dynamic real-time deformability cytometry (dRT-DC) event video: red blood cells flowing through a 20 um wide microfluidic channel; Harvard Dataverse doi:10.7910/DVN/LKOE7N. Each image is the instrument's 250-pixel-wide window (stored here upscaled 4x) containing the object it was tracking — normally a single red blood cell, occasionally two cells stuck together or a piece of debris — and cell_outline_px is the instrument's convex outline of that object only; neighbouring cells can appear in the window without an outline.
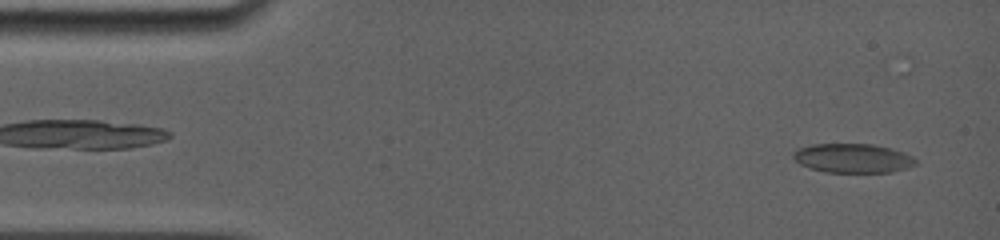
{"species": "common noctule bat (a hibernating species)", "species_latin": "Nyctalus noctula", "temperature_condition": "room temperature", "stored_images_in_passage": 39, "camera_frame_rate_fps": 5000, "um_per_image_px": 0.085, "animal": {"sex": "female", "body_mass_g": 19.0, "forearm_length_mm": 56.7}, "frame": {"image": 1, "passage_image": 4, "time_ms": 0.8, "image_size_px": [1000, 240], "cell_outline_px": [[916, 164], [892, 172], [824, 172], [808, 168], [800, 164], [792, 156], [792, 152], [800, 148], [812, 144], [872, 144], [892, 148], [912, 156], [916, 160]], "centroid_in_image_um": [72.46, 13.44], "position_along_channel_um": 12.5, "area_um2": 20.75}}
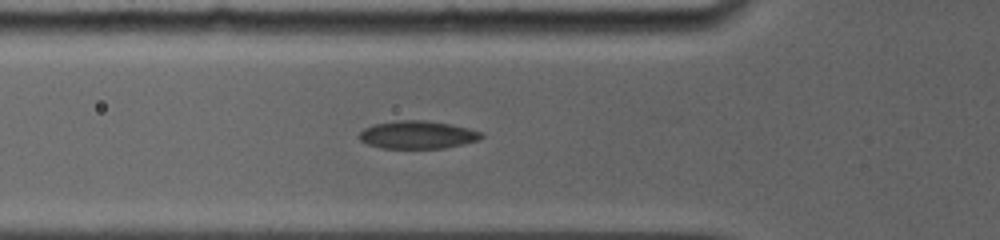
{"frame": {"image": 2, "passage_image": 24, "time_ms": 5.4, "image_size_px": [1000, 240], "cell_outline_px": [[484, 136], [480, 140], [444, 148], [380, 148], [368, 144], [360, 140], [360, 132], [364, 128], [372, 124], [396, 120], [424, 120], [452, 124], [468, 128], [480, 132]], "centroid_in_image_um": [35.48, 11.45], "position_along_channel_um": 90.3, "area_um2": 19.88}}
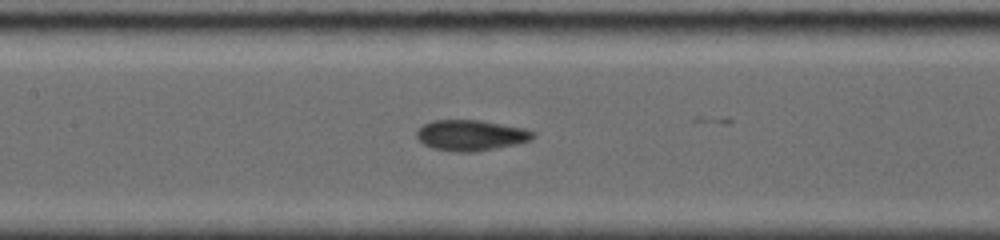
{"frame": {"image": 3, "passage_image": 33, "time_ms": 7.4, "image_size_px": [1000, 240], "cell_outline_px": [[532, 136], [528, 140], [516, 144], [472, 152], [460, 152], [436, 148], [424, 144], [416, 136], [416, 132], [424, 124], [432, 120], [480, 120], [524, 128], [532, 132]], "centroid_in_image_um": [39.98, 11.48], "position_along_channel_um": 167.4, "area_um2": 20.29}}